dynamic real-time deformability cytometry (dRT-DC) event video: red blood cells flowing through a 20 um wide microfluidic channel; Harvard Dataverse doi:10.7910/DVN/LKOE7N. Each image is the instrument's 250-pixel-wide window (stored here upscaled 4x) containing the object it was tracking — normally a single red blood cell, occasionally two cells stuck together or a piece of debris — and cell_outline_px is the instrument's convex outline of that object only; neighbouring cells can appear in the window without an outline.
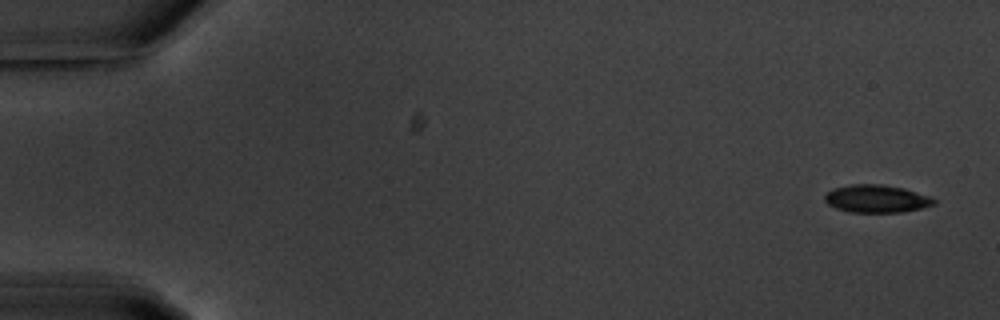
{"species": "common noctule bat (a hibernating species)", "species_latin": "Nyctalus noctula", "temperature_condition": "warm", "stored_images_in_passage": 6, "camera_frame_rate_fps": 3000, "um_per_image_px": 0.085, "animal": {"sex": "male", "body_mass_g": 20.1, "forearm_length_mm": 53.5}, "frame": {"image": 1, "passage_image": 1, "time_ms": 0.0, "image_size_px": [1000, 320], "cell_outline_px": [[936, 204], [904, 212], [852, 212], [836, 208], [828, 204], [824, 200], [824, 196], [832, 188], [852, 184], [880, 184], [904, 188], [928, 196], [936, 200]], "centroid_in_image_um": [74.49, 16.89], "position_along_channel_um": 10.5, "area_um2": 17.57}}
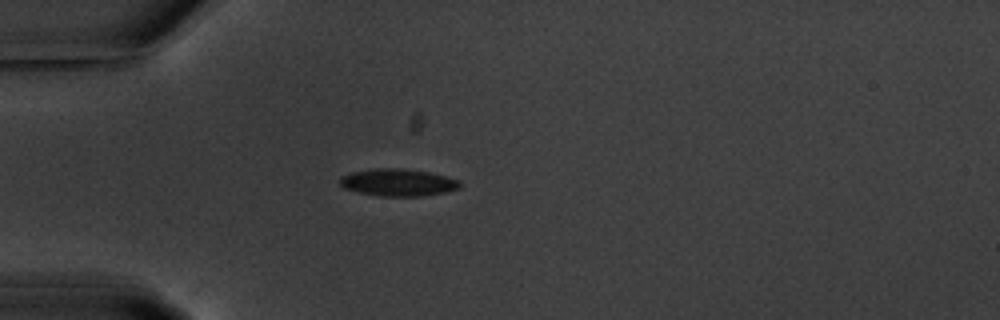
{"frame": {"image": 2, "passage_image": 5, "time_ms": 4.667, "image_size_px": [1000, 320], "cell_outline_px": [[460, 188], [444, 192], [420, 196], [380, 196], [360, 192], [344, 188], [340, 184], [340, 176], [352, 172], [376, 168], [400, 168], [428, 172], [460, 180]], "centroid_in_image_um": [33.82, 15.5], "position_along_channel_um": 51.2, "area_um2": 18.84}}